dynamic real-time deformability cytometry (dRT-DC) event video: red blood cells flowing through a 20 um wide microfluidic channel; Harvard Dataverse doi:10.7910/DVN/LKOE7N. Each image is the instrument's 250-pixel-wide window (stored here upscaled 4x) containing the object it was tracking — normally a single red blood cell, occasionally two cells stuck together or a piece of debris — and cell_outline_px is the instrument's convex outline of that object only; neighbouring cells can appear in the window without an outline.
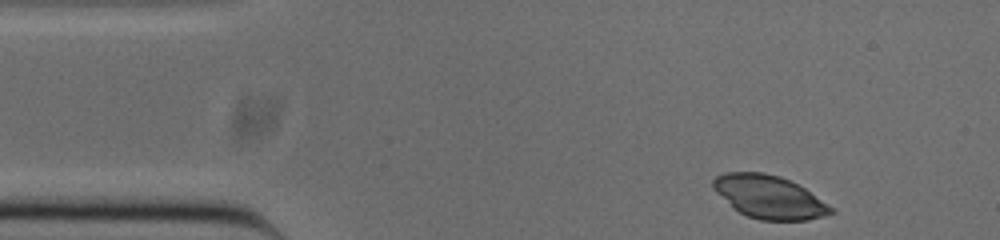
{"species": "common noctule bat (a hibernating species)", "species_latin": "Nyctalus noctula", "temperature_condition": "cold", "stored_images_in_passage": 47, "camera_frame_rate_fps": 3000, "um_per_image_px": 0.085, "animal": {"sex": "male", "body_mass_g": 20.0, "forearm_length_mm": 53.3}, "frame": {"image": 1, "passage_image": 1, "time_ms": 0.0, "image_size_px": [1000, 240], "cell_outline_px": [[836, 212], [824, 216], [808, 220], [760, 220], [748, 216], [732, 208], [712, 188], [712, 180], [716, 176], [724, 172], [764, 172], [780, 176], [804, 188], [832, 208]], "centroid_in_image_um": [65.33, 16.74], "position_along_channel_um": 19.7, "area_um2": 29.36}}